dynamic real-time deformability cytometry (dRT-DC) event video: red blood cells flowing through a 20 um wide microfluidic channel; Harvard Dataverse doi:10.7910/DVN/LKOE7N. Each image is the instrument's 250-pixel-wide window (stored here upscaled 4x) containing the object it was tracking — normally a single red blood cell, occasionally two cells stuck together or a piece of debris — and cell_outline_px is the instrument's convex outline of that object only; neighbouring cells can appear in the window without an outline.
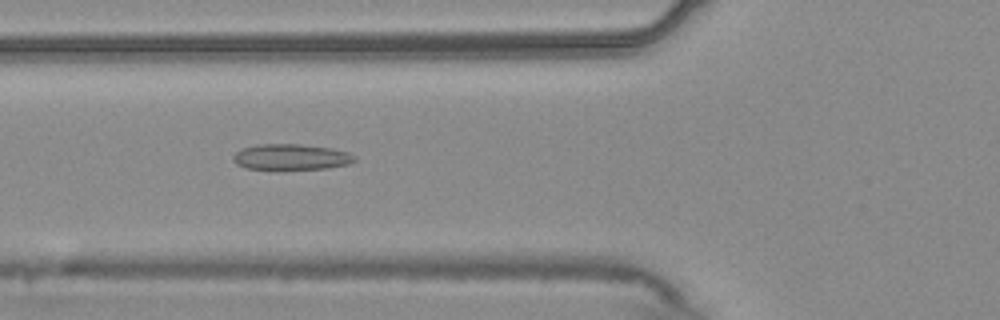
{"species": "common noctule bat (a hibernating species)", "species_latin": "Nyctalus noctula", "temperature_condition": "warm", "stored_images_in_passage": 53, "camera_frame_rate_fps": 3000, "um_per_image_px": 0.085, "animal": {"sex": "male", "body_mass_g": 20.4}, "frame": {"image": 1, "passage_image": 19, "time_ms": 6.0, "image_size_px": [1000, 320], "cell_outline_px": [[356, 160], [348, 164], [328, 168], [248, 168], [236, 164], [232, 160], [232, 156], [236, 152], [244, 148], [256, 144], [300, 144], [332, 148], [348, 152], [356, 156]], "centroid_in_image_um": [24.76, 13.32], "position_along_channel_um": 101.0, "area_um2": 17.98}}
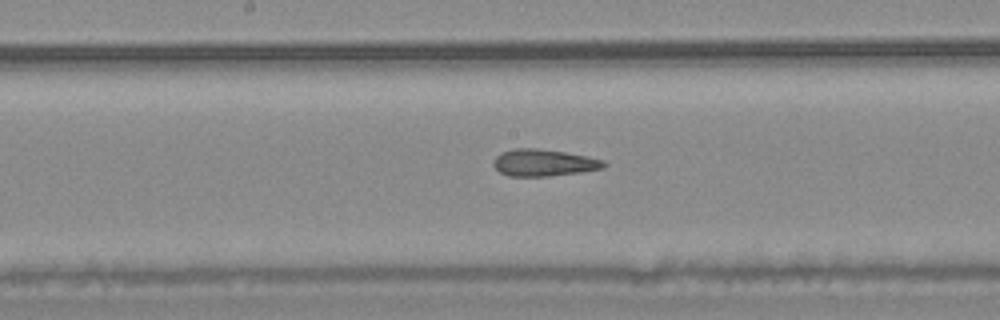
{"frame": {"image": 2, "passage_image": 27, "time_ms": 8.667, "image_size_px": [1000, 320], "cell_outline_px": [[608, 164], [604, 168], [580, 172], [548, 176], [508, 176], [500, 172], [492, 164], [492, 160], [500, 152], [516, 148], [536, 148], [564, 152], [588, 156], [604, 160]], "centroid_in_image_um": [46.21, 13.83], "position_along_channel_um": 202.0, "area_um2": 17.4}}
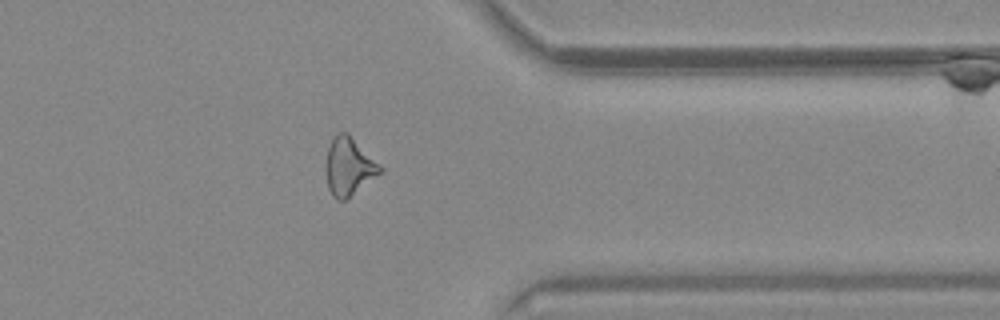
{"frame": {"image": 3, "passage_image": 42, "time_ms": 13.667, "image_size_px": [1000, 320], "cell_outline_px": [[384, 172], [344, 200], [336, 200], [332, 196], [328, 188], [324, 168], [324, 164], [328, 148], [336, 132], [348, 132], [384, 168]], "centroid_in_image_um": [29.65, 14.15], "position_along_channel_um": 381.7, "area_um2": 18.67}, "authors_computed_cell_mechanics": {"area_um2": 18.496, "velocity_mm_per_s": 3.7669, "shape_relaxation_time_tau1_ms": null, "shape_relaxation_time_tau2_ms": 3.9776, "deformation_change_tau1": null, "deformation_change_tau2": 0.146}}